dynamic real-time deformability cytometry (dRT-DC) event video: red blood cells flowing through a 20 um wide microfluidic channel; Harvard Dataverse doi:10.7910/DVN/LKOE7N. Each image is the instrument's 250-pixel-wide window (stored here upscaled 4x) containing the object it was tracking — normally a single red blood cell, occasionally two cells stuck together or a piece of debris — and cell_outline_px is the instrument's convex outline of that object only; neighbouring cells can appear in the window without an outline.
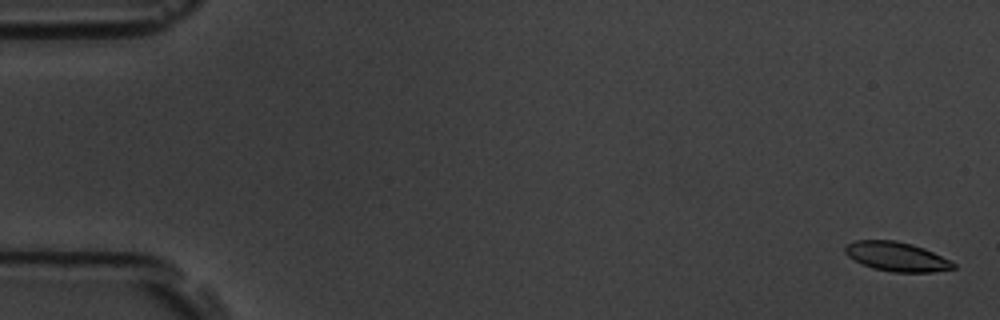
{"species": "common noctule bat (a hibernating species)", "species_latin": "Nyctalus noctula", "temperature_condition": "room temperature", "stored_images_in_passage": 6, "camera_frame_rate_fps": 3000, "um_per_image_px": 0.085, "animal": {"sex": "male", "body_mass_g": 19.5, "forearm_length_mm": 54.6}, "frame": {"image": 1, "passage_image": 1, "time_ms": 0.0, "image_size_px": [1000, 320], "cell_outline_px": [[956, 268], [932, 272], [892, 272], [872, 268], [848, 256], [844, 252], [844, 248], [848, 244], [856, 240], [896, 240], [912, 244], [924, 248], [956, 264]], "centroid_in_image_um": [76.21, 21.81], "position_along_channel_um": 8.8, "area_um2": 18.26}}
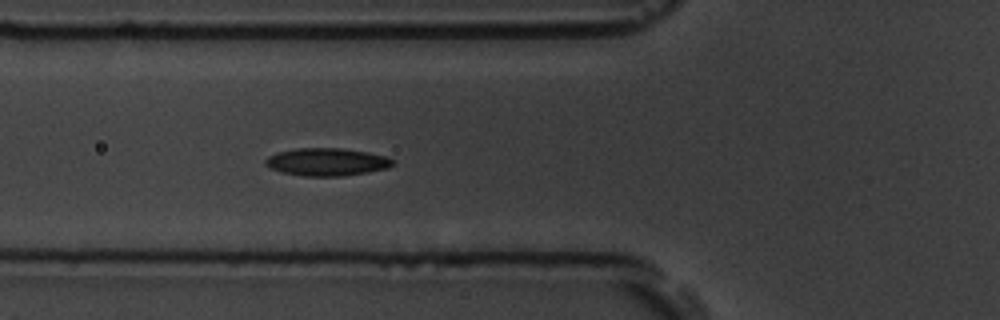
{"frame": {"image": 2, "passage_image": 6, "time_ms": 6.667, "image_size_px": [1000, 320], "cell_outline_px": [[396, 160], [388, 168], [368, 172], [344, 176], [304, 176], [280, 172], [264, 164], [264, 160], [268, 156], [276, 152], [296, 148], [340, 148], [368, 152], [388, 156]], "centroid_in_image_um": [27.79, 13.76], "position_along_channel_um": 98.0, "area_um2": 20.75}}